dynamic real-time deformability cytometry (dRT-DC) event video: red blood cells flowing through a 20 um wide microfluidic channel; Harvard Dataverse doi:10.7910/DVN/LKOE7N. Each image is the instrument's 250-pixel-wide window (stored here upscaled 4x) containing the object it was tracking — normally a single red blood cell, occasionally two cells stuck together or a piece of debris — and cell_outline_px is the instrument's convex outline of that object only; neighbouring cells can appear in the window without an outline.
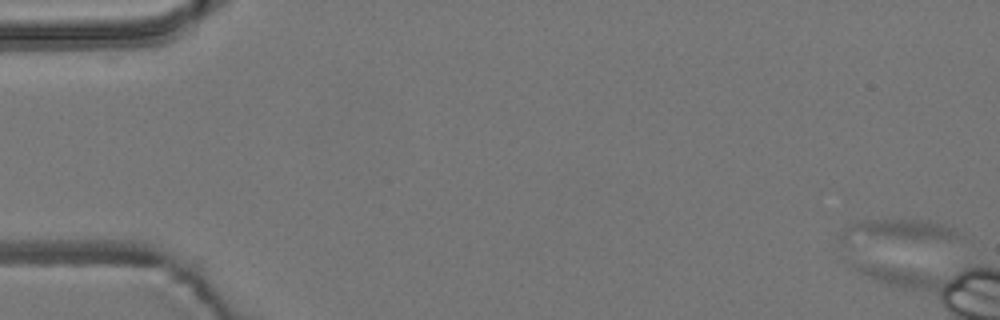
{"species": "common noctule bat (a hibernating species)", "species_latin": "Nyctalus noctula", "temperature_condition": "room temperature", "stored_images_in_passage": 7, "camera_frame_rate_fps": 3000, "um_per_image_px": 0.085, "animal": {"sex": "male", "body_mass_g": 19.2, "forearm_length_mm": 51.8}, "frame": {"image": 1, "passage_image": 1, "time_ms": 0.0, "image_size_px": [1000, 320], "cell_outline_px": [[964, 236], [948, 240], [844, 244], [836, 236], [836, 232], [860, 220], [928, 220], [944, 224], [952, 228]], "centroid_in_image_um": [76.13, 19.7], "position_along_channel_um": 8.9, "area_um2": 17.11}}